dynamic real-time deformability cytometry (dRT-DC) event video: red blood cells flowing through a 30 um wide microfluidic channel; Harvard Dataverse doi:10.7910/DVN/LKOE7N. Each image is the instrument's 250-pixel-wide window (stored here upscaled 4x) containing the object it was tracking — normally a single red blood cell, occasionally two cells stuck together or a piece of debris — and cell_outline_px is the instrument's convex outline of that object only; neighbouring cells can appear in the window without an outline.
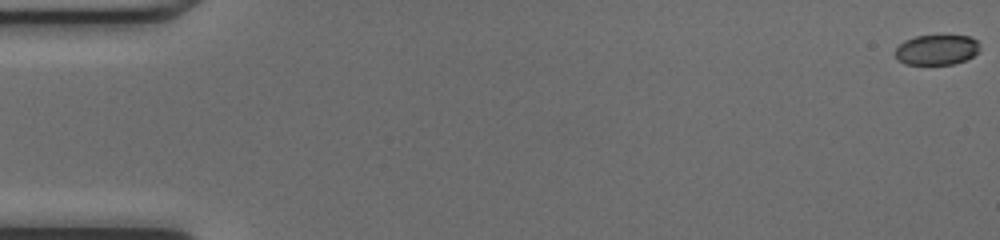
{"species": "common noctule bat (a hibernating species)", "species_latin": "Nyctalus noctula", "temperature_condition": "cold", "stored_images_in_passage": 17, "camera_frame_rate_fps": 3000, "um_per_image_px": 0.085, "animal": {"sex": "female", "body_mass_g": 17.0, "forearm_length_mm": 48.0}, "frame": {"image": 1, "passage_image": 1, "time_ms": 0.0, "image_size_px": [1000, 240], "cell_outline_px": [[976, 52], [972, 56], [964, 60], [952, 64], [904, 64], [896, 56], [896, 48], [904, 40], [916, 36], [968, 36], [976, 40]], "centroid_in_image_um": [79.56, 4.23], "position_along_channel_um": 5.4, "area_um2": 14.39}}
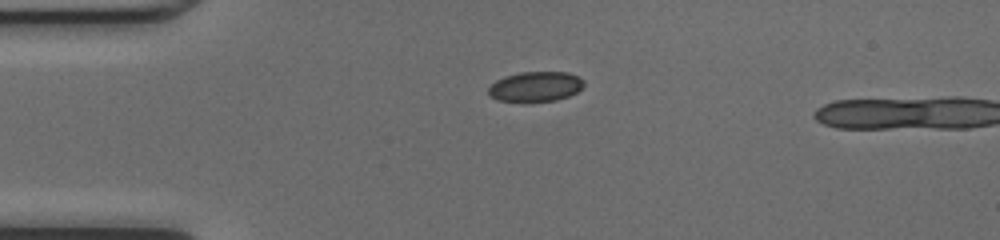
{"frame": {"image": 2, "passage_image": 13, "time_ms": 4.0, "image_size_px": [1000, 240], "cell_outline_px": [[584, 84], [576, 92], [568, 96], [556, 100], [500, 100], [488, 96], [488, 88], [496, 80], [504, 76], [520, 72], [568, 72], [584, 80]], "centroid_in_image_um": [45.5, 7.33], "position_along_channel_um": 39.5, "area_um2": 16.3}}